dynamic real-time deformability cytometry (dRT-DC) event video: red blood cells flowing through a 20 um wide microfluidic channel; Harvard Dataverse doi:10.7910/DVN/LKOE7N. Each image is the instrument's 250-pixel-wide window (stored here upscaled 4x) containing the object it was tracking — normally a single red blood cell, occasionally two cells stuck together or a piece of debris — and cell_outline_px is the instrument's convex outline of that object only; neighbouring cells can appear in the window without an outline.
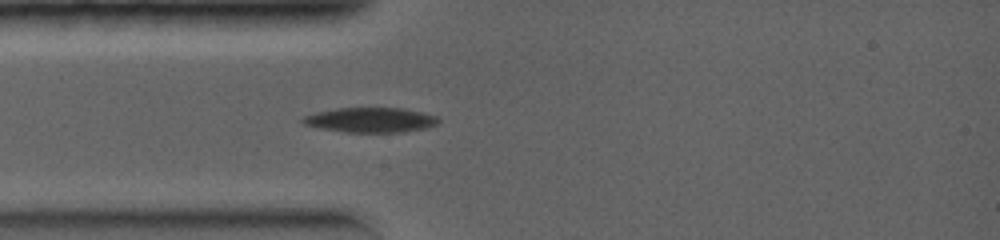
{"species": "common noctule bat (a hibernating species)", "species_latin": "Nyctalus noctula", "temperature_condition": "warm", "stored_images_in_passage": 3, "camera_frame_rate_fps": 5000, "um_per_image_px": 0.085, "animal": {"sex": "female", "body_mass_g": 19.0, "forearm_length_mm": 56.7}, "frame": {"image": 1, "passage_image": 3, "time_ms": 1.4, "image_size_px": [1000, 240], "cell_outline_px": [[440, 120], [436, 124], [424, 128], [404, 132], [344, 132], [320, 128], [304, 124], [300, 120], [304, 116], [316, 112], [336, 108], [404, 108], [436, 116]], "centroid_in_image_um": [31.47, 10.19], "position_along_channel_um": 53.5, "area_um2": 19.54}}